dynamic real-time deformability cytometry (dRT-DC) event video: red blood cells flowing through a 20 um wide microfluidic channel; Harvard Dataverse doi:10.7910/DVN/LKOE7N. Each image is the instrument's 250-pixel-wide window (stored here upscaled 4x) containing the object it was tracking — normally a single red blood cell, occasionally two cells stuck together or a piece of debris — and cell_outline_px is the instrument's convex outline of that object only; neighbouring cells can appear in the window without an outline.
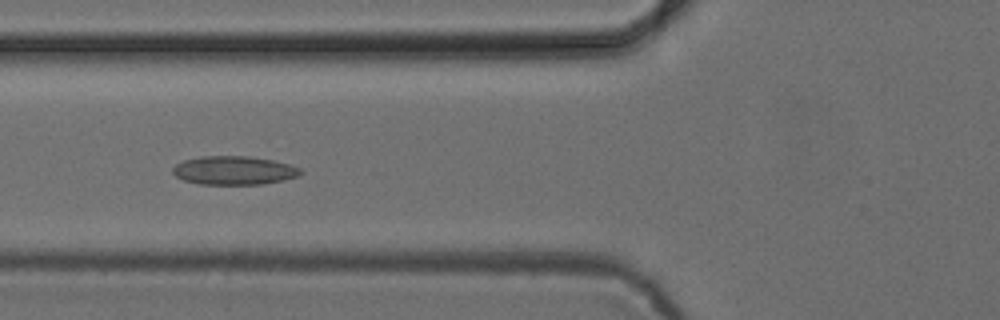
{"species": "common noctule bat (a hibernating species)", "species_latin": "Nyctalus noctula", "temperature_condition": "cold", "stored_images_in_passage": 52, "camera_frame_rate_fps": 3000, "um_per_image_px": 0.085, "animal": {"sex": "female", "body_mass_g": 24.6, "forearm_length_mm": 56.2}, "frame": {"image": 1, "passage_image": 20, "time_ms": 6.333, "image_size_px": [1000, 320], "cell_outline_px": [[304, 172], [300, 176], [284, 180], [264, 184], [200, 184], [184, 180], [176, 176], [172, 172], [172, 168], [176, 164], [184, 160], [200, 156], [248, 156], [272, 160], [288, 164], [300, 168]], "centroid_in_image_um": [19.91, 14.48], "position_along_channel_um": 105.9, "area_um2": 21.39}}
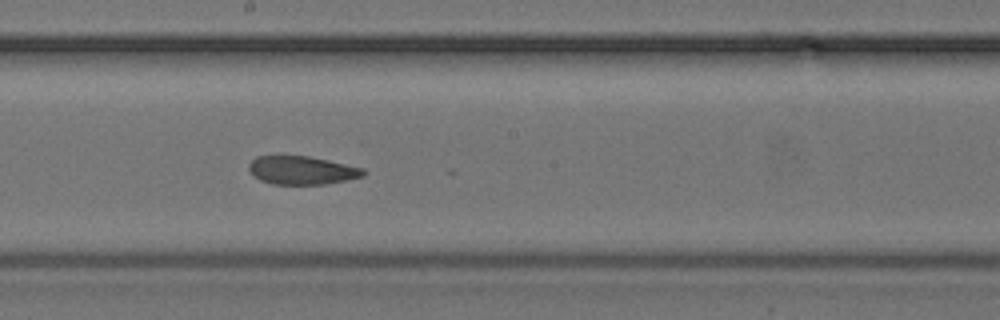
{"frame": {"image": 2, "passage_image": 29, "time_ms": 9.333, "image_size_px": [1000, 320], "cell_outline_px": [[368, 172], [364, 176], [348, 180], [324, 184], [272, 184], [260, 180], [248, 168], [248, 164], [256, 156], [308, 156], [328, 160], [364, 168]], "centroid_in_image_um": [25.7, 14.47], "position_along_channel_um": 222.5, "area_um2": 18.9}}
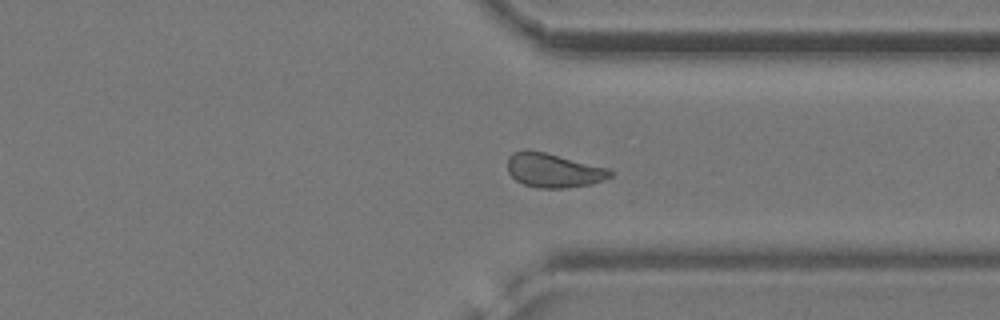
{"frame": {"image": 3, "passage_image": 40, "time_ms": 13.0, "image_size_px": [1000, 320], "cell_outline_px": [[616, 172], [612, 176], [604, 180], [592, 184], [564, 188], [536, 188], [524, 184], [516, 180], [508, 172], [508, 156], [512, 152], [524, 148], [528, 148], [608, 168]], "centroid_in_image_um": [47.04, 14.47], "position_along_channel_um": 364.4, "area_um2": 20.69}, "authors_computed_cell_mechanics": {"area_um2": 20.6635, "velocity_mm_per_s": 3.8654, "shape_relaxation_time_tau1_ms": null, "shape_relaxation_time_tau2_ms": 2.7248, "deformation_change_tau1": null, "deformation_change_tau2": 0.064}}